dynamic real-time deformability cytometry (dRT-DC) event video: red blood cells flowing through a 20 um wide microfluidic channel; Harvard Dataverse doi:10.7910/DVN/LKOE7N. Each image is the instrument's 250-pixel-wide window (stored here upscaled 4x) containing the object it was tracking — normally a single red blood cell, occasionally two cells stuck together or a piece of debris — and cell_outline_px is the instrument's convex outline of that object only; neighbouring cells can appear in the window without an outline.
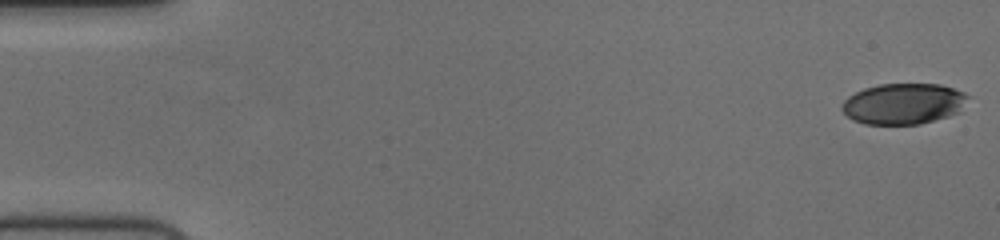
{"species": "human", "species_latin": "Homo sapiens", "temperature_condition": "cold", "stored_images_in_passage": 56, "camera_frame_rate_fps": 3000, "um_per_image_px": 0.085, "donor": {"sex": "female"}, "frame": {"image": 1, "passage_image": 1, "time_ms": 0.0, "image_size_px": [1000, 240], "cell_outline_px": [[972, 96], [960, 112], [948, 116], [920, 124], [864, 124], [852, 120], [840, 108], [840, 104], [848, 96], [864, 88], [880, 84], [940, 84], [964, 92]], "centroid_in_image_um": [76.82, 8.82], "position_along_channel_um": 8.2, "area_um2": 30.35}}
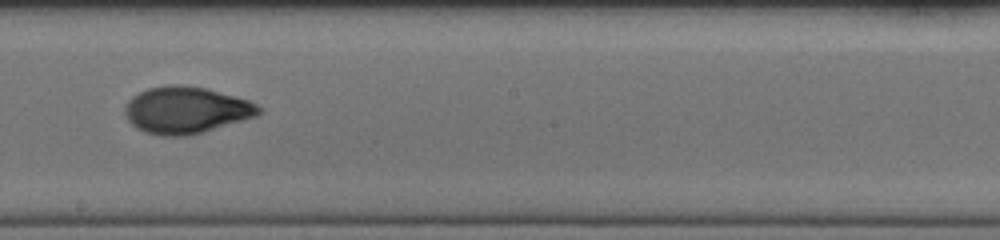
{"frame": {"image": 2, "passage_image": 32, "time_ms": 10.333, "image_size_px": [1000, 240], "cell_outline_px": [[264, 112], [256, 116], [204, 132], [188, 136], [160, 136], [144, 132], [136, 128], [128, 120], [124, 112], [124, 108], [128, 100], [132, 96], [148, 88], [168, 84], [184, 84], [204, 88], [236, 96], [248, 100], [264, 108]], "centroid_in_image_um": [15.82, 9.36], "position_along_channel_um": 232.4, "area_um2": 36.88}}
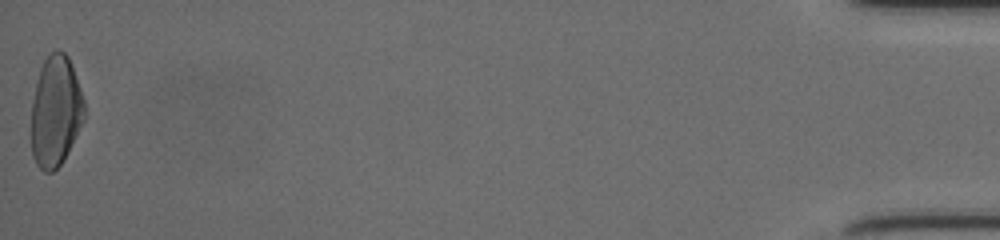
{"frame": {"image": 3, "passage_image": 56, "time_ms": 18.333, "image_size_px": [1000, 240], "cell_outline_px": [[84, 120], [60, 164], [52, 172], [44, 172], [36, 164], [32, 156], [32, 100], [36, 80], [40, 68], [44, 60], [56, 48], [64, 52], [68, 56], [80, 88], [84, 100]], "centroid_in_image_um": [4.71, 9.43], "position_along_channel_um": 430.5, "area_um2": 33.93}, "authors_computed_cell_mechanics": {"area_um2": 34.1598, "velocity_mm_per_s": 3.7414, "shape_relaxation_time_tau1_ms": 4.2733, "shape_relaxation_time_tau2_ms": 1.3916, "deformation_change_tau1": 0.1903, "deformation_change_tau2": 0.0572}}